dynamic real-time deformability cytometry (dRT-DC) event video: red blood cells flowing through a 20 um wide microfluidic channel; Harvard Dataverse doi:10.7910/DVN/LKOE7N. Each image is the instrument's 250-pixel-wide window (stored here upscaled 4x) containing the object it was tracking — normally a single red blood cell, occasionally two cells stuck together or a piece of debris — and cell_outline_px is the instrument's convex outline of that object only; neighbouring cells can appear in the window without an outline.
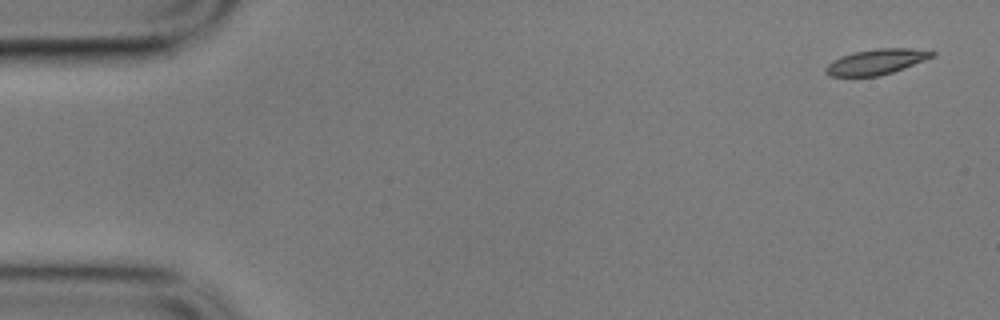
{"species": "common noctule bat (a hibernating species)", "species_latin": "Nyctalus noctula", "temperature_condition": "cold", "stored_images_in_passage": 4, "camera_frame_rate_fps": 3000, "um_per_image_px": 0.085, "animal": {"sex": "male", "body_mass_g": 17.9}, "frame": {"image": 1, "passage_image": 1, "time_ms": 0.0, "image_size_px": [1000, 320], "cell_outline_px": [[936, 56], [904, 68], [880, 76], [828, 76], [824, 72], [824, 68], [828, 64], [840, 56], [856, 52], [880, 48], [912, 48], [936, 52]], "centroid_in_image_um": [74.5, 5.25], "position_along_channel_um": 10.5, "area_um2": 15.72}}
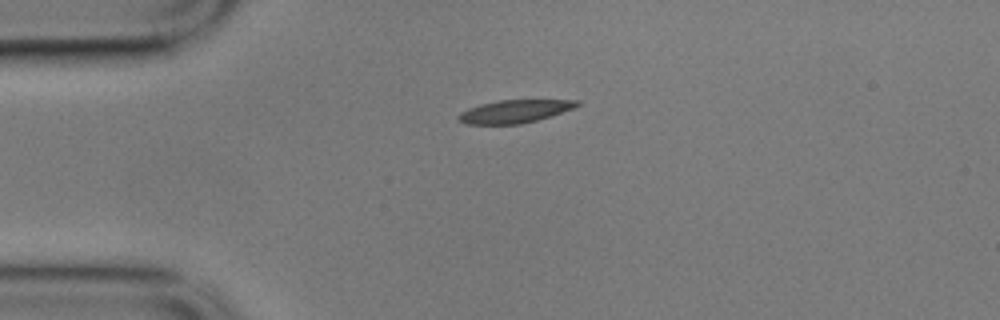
{"frame": {"image": 2, "passage_image": 4, "time_ms": 1.0, "image_size_px": [1000, 320], "cell_outline_px": [[580, 104], [572, 108], [536, 120], [520, 124], [464, 124], [456, 120], [456, 116], [460, 112], [468, 108], [480, 104], [500, 100], [580, 100]], "centroid_in_image_um": [43.64, 9.47], "position_along_channel_um": 41.4, "area_um2": 15.72}}